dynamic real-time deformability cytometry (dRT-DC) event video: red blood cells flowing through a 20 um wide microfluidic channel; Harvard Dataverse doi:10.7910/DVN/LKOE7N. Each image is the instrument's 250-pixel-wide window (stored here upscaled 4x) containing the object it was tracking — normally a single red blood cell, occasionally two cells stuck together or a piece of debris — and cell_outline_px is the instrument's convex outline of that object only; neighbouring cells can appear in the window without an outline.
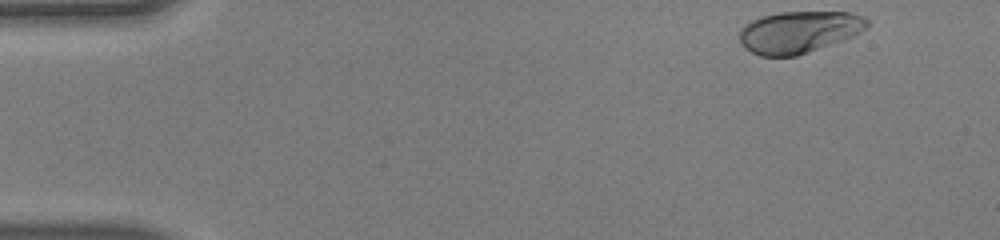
{"species": "human", "species_latin": "Homo sapiens", "temperature_condition": "warm", "stored_images_in_passage": 47, "camera_frame_rate_fps": 3000, "um_per_image_px": 0.085, "donor": {"sex": "male"}, "frame": {"image": 1, "passage_image": 1, "time_ms": 0.0, "image_size_px": [1000, 240], "cell_outline_px": [[868, 28], [844, 40], [796, 56], [760, 56], [744, 48], [740, 44], [740, 28], [744, 24], [760, 16], [780, 12], [852, 12], [864, 16], [868, 20]], "centroid_in_image_um": [67.9, 2.71], "position_along_channel_um": 17.1, "area_um2": 31.39}}
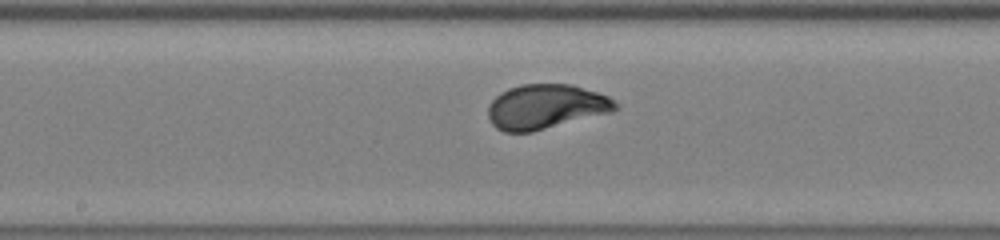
{"frame": {"image": 2, "passage_image": 23, "time_ms": 7.333, "image_size_px": [1000, 240], "cell_outline_px": [[620, 108], [612, 112], [532, 132], [504, 132], [496, 128], [492, 124], [488, 116], [488, 108], [492, 100], [500, 92], [508, 88], [520, 84], [572, 84], [608, 96], [620, 104]], "centroid_in_image_um": [46.41, 9.07], "position_along_channel_um": 201.8, "area_um2": 33.35}}
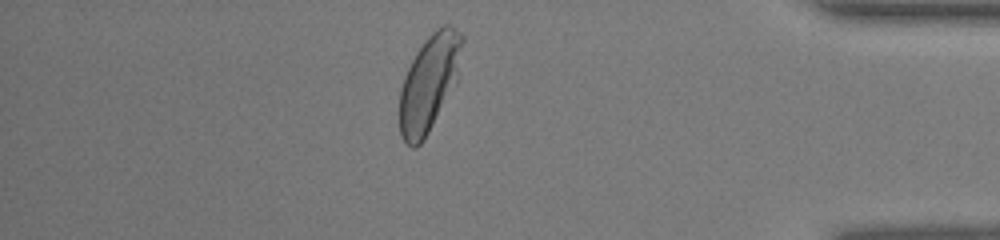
{"frame": {"image": 3, "passage_image": 40, "time_ms": 13.0, "image_size_px": [1000, 240], "cell_outline_px": [[464, 40], [456, 84], [424, 140], [416, 148], [412, 148], [400, 136], [400, 88], [404, 76], [416, 52], [424, 40], [436, 28], [444, 24], [448, 24], [456, 28], [464, 36]], "centroid_in_image_um": [36.49, 7.03], "position_along_channel_um": 398.7, "area_um2": 35.32}, "authors_computed_cell_mechanics": {"area_um2": 32.4836, "velocity_mm_per_s": 4.0846, "shape_relaxation_time_tau1_ms": 1.8903, "shape_relaxation_time_tau2_ms": null, "deformation_change_tau1": 0.1418, "deformation_change_tau2": null}}